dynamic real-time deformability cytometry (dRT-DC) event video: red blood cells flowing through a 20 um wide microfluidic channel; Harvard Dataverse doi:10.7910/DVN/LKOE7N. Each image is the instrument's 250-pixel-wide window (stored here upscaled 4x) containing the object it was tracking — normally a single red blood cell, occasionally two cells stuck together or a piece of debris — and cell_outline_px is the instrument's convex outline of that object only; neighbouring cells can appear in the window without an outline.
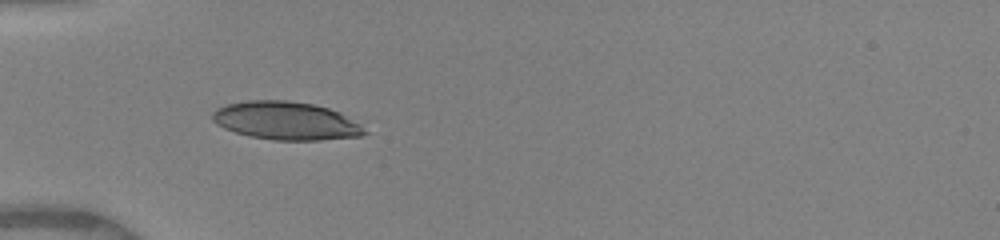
{"species": "human", "species_latin": "Homo sapiens", "temperature_condition": "warm", "stored_images_in_passage": 3, "camera_frame_rate_fps": 3000, "um_per_image_px": 0.085, "donor": {"sex": "female"}, "frame": {"image": 1, "passage_image": 1, "time_ms": 0.0, "image_size_px": [1000, 240], "cell_outline_px": [[368, 132], [360, 136], [320, 140], [272, 140], [248, 136], [224, 128], [216, 124], [212, 120], [212, 112], [216, 108], [228, 104], [248, 100], [288, 100], [312, 104], [328, 108], [340, 112], [360, 124]], "centroid_in_image_um": [24.29, 10.26], "position_along_channel_um": 60.7, "area_um2": 33.87}}
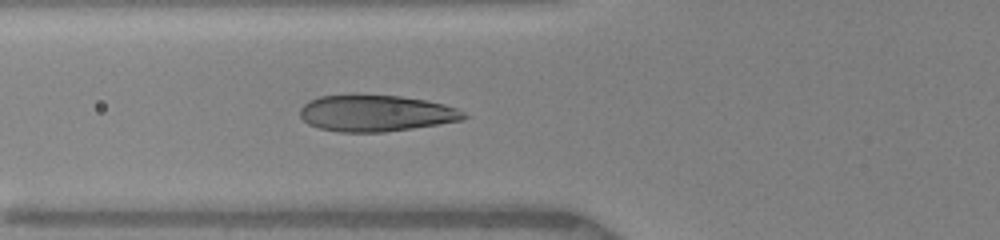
{"frame": {"image": 2, "passage_image": 3, "time_ms": 1.0, "image_size_px": [1000, 240], "cell_outline_px": [[472, 116], [464, 120], [412, 128], [384, 132], [340, 132], [320, 128], [308, 124], [300, 116], [300, 108], [308, 100], [320, 96], [400, 96], [424, 100], [444, 104], [456, 108]], "centroid_in_image_um": [31.99, 9.64], "position_along_channel_um": 93.8, "area_um2": 34.45}}